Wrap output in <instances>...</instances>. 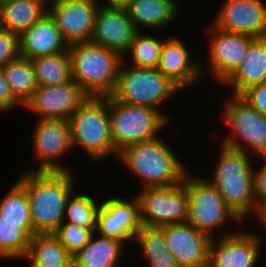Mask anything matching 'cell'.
<instances>
[{
    "instance_id": "obj_1",
    "label": "cell",
    "mask_w": 266,
    "mask_h": 267,
    "mask_svg": "<svg viewBox=\"0 0 266 267\" xmlns=\"http://www.w3.org/2000/svg\"><path fill=\"white\" fill-rule=\"evenodd\" d=\"M75 171L25 169L16 180L28 197L31 220L37 233H52L65 217L66 202L75 191Z\"/></svg>"
},
{
    "instance_id": "obj_2",
    "label": "cell",
    "mask_w": 266,
    "mask_h": 267,
    "mask_svg": "<svg viewBox=\"0 0 266 267\" xmlns=\"http://www.w3.org/2000/svg\"><path fill=\"white\" fill-rule=\"evenodd\" d=\"M219 145L215 168L211 177L206 179L216 187L225 203L242 221L253 214L254 218H258L260 212L254 195L255 157L223 144Z\"/></svg>"
},
{
    "instance_id": "obj_3",
    "label": "cell",
    "mask_w": 266,
    "mask_h": 267,
    "mask_svg": "<svg viewBox=\"0 0 266 267\" xmlns=\"http://www.w3.org/2000/svg\"><path fill=\"white\" fill-rule=\"evenodd\" d=\"M177 154L160 134L153 140L124 148L117 161L135 180L142 182L141 188L168 187L183 182L190 171Z\"/></svg>"
},
{
    "instance_id": "obj_4",
    "label": "cell",
    "mask_w": 266,
    "mask_h": 267,
    "mask_svg": "<svg viewBox=\"0 0 266 267\" xmlns=\"http://www.w3.org/2000/svg\"><path fill=\"white\" fill-rule=\"evenodd\" d=\"M72 79L89 97L111 96L123 57L91 41L68 45Z\"/></svg>"
},
{
    "instance_id": "obj_5",
    "label": "cell",
    "mask_w": 266,
    "mask_h": 267,
    "mask_svg": "<svg viewBox=\"0 0 266 267\" xmlns=\"http://www.w3.org/2000/svg\"><path fill=\"white\" fill-rule=\"evenodd\" d=\"M74 150L80 148L92 162L118 158L111 137L107 97H89L68 119Z\"/></svg>"
},
{
    "instance_id": "obj_6",
    "label": "cell",
    "mask_w": 266,
    "mask_h": 267,
    "mask_svg": "<svg viewBox=\"0 0 266 267\" xmlns=\"http://www.w3.org/2000/svg\"><path fill=\"white\" fill-rule=\"evenodd\" d=\"M186 189L188 195V224L212 238L228 236L239 231V229L231 230V228L229 230L226 225L235 223L234 225L237 227L238 225L241 226L242 223L244 226L243 223L245 222L225 203L216 187L205 176L196 177L189 171L186 174ZM231 221L234 222L231 223Z\"/></svg>"
},
{
    "instance_id": "obj_7",
    "label": "cell",
    "mask_w": 266,
    "mask_h": 267,
    "mask_svg": "<svg viewBox=\"0 0 266 267\" xmlns=\"http://www.w3.org/2000/svg\"><path fill=\"white\" fill-rule=\"evenodd\" d=\"M180 90L158 68H138L122 62L111 96L119 102L155 108L171 123L170 114L161 108Z\"/></svg>"
},
{
    "instance_id": "obj_8",
    "label": "cell",
    "mask_w": 266,
    "mask_h": 267,
    "mask_svg": "<svg viewBox=\"0 0 266 267\" xmlns=\"http://www.w3.org/2000/svg\"><path fill=\"white\" fill-rule=\"evenodd\" d=\"M111 137L119 153L132 144L147 142L160 136L170 122L155 108L132 105L108 96Z\"/></svg>"
},
{
    "instance_id": "obj_9",
    "label": "cell",
    "mask_w": 266,
    "mask_h": 267,
    "mask_svg": "<svg viewBox=\"0 0 266 267\" xmlns=\"http://www.w3.org/2000/svg\"><path fill=\"white\" fill-rule=\"evenodd\" d=\"M224 102L222 119L229 133L221 138L220 144L260 158L266 151V116L239 95L231 94Z\"/></svg>"
},
{
    "instance_id": "obj_10",
    "label": "cell",
    "mask_w": 266,
    "mask_h": 267,
    "mask_svg": "<svg viewBox=\"0 0 266 267\" xmlns=\"http://www.w3.org/2000/svg\"><path fill=\"white\" fill-rule=\"evenodd\" d=\"M139 201L142 225L162 227L186 223L188 219V195L186 176L178 185L141 188L135 195Z\"/></svg>"
},
{
    "instance_id": "obj_11",
    "label": "cell",
    "mask_w": 266,
    "mask_h": 267,
    "mask_svg": "<svg viewBox=\"0 0 266 267\" xmlns=\"http://www.w3.org/2000/svg\"><path fill=\"white\" fill-rule=\"evenodd\" d=\"M35 119L32 150L38 165L34 171H74L62 161L74 150L69 121Z\"/></svg>"
},
{
    "instance_id": "obj_12",
    "label": "cell",
    "mask_w": 266,
    "mask_h": 267,
    "mask_svg": "<svg viewBox=\"0 0 266 267\" xmlns=\"http://www.w3.org/2000/svg\"><path fill=\"white\" fill-rule=\"evenodd\" d=\"M207 61L200 64L201 75L208 71L212 78L223 84L240 66L253 36L225 31L209 24ZM209 66V67H208ZM206 67V68H205Z\"/></svg>"
},
{
    "instance_id": "obj_13",
    "label": "cell",
    "mask_w": 266,
    "mask_h": 267,
    "mask_svg": "<svg viewBox=\"0 0 266 267\" xmlns=\"http://www.w3.org/2000/svg\"><path fill=\"white\" fill-rule=\"evenodd\" d=\"M99 7L98 0H49L48 13L70 45L91 40Z\"/></svg>"
},
{
    "instance_id": "obj_14",
    "label": "cell",
    "mask_w": 266,
    "mask_h": 267,
    "mask_svg": "<svg viewBox=\"0 0 266 267\" xmlns=\"http://www.w3.org/2000/svg\"><path fill=\"white\" fill-rule=\"evenodd\" d=\"M89 96L72 79L65 84L38 86L22 108L38 119H63L70 116Z\"/></svg>"
},
{
    "instance_id": "obj_15",
    "label": "cell",
    "mask_w": 266,
    "mask_h": 267,
    "mask_svg": "<svg viewBox=\"0 0 266 267\" xmlns=\"http://www.w3.org/2000/svg\"><path fill=\"white\" fill-rule=\"evenodd\" d=\"M263 240L266 239L249 229L213 237L208 267H256L262 255Z\"/></svg>"
},
{
    "instance_id": "obj_16",
    "label": "cell",
    "mask_w": 266,
    "mask_h": 267,
    "mask_svg": "<svg viewBox=\"0 0 266 267\" xmlns=\"http://www.w3.org/2000/svg\"><path fill=\"white\" fill-rule=\"evenodd\" d=\"M101 202L95 232L122 241L126 245L133 242L136 232L142 226L137 197L125 200L122 197L110 196Z\"/></svg>"
},
{
    "instance_id": "obj_17",
    "label": "cell",
    "mask_w": 266,
    "mask_h": 267,
    "mask_svg": "<svg viewBox=\"0 0 266 267\" xmlns=\"http://www.w3.org/2000/svg\"><path fill=\"white\" fill-rule=\"evenodd\" d=\"M179 267H208L212 237L186 223L161 227Z\"/></svg>"
},
{
    "instance_id": "obj_18",
    "label": "cell",
    "mask_w": 266,
    "mask_h": 267,
    "mask_svg": "<svg viewBox=\"0 0 266 267\" xmlns=\"http://www.w3.org/2000/svg\"><path fill=\"white\" fill-rule=\"evenodd\" d=\"M211 24L219 29L266 36V3L263 0H224Z\"/></svg>"
},
{
    "instance_id": "obj_19",
    "label": "cell",
    "mask_w": 266,
    "mask_h": 267,
    "mask_svg": "<svg viewBox=\"0 0 266 267\" xmlns=\"http://www.w3.org/2000/svg\"><path fill=\"white\" fill-rule=\"evenodd\" d=\"M137 32L125 8L100 5L90 41L123 56Z\"/></svg>"
},
{
    "instance_id": "obj_20",
    "label": "cell",
    "mask_w": 266,
    "mask_h": 267,
    "mask_svg": "<svg viewBox=\"0 0 266 267\" xmlns=\"http://www.w3.org/2000/svg\"><path fill=\"white\" fill-rule=\"evenodd\" d=\"M190 50L180 37L170 35L163 42L157 66L181 91L190 89L191 86L193 88L198 81L200 82V79L204 78L200 70L202 60L201 58L200 60L193 59Z\"/></svg>"
},
{
    "instance_id": "obj_21",
    "label": "cell",
    "mask_w": 266,
    "mask_h": 267,
    "mask_svg": "<svg viewBox=\"0 0 266 267\" xmlns=\"http://www.w3.org/2000/svg\"><path fill=\"white\" fill-rule=\"evenodd\" d=\"M20 56L33 59L66 51L68 44L62 38L49 13L19 35Z\"/></svg>"
},
{
    "instance_id": "obj_22",
    "label": "cell",
    "mask_w": 266,
    "mask_h": 267,
    "mask_svg": "<svg viewBox=\"0 0 266 267\" xmlns=\"http://www.w3.org/2000/svg\"><path fill=\"white\" fill-rule=\"evenodd\" d=\"M179 5L176 0H132L124 8L138 31L145 28V31L159 32L177 20L181 9Z\"/></svg>"
},
{
    "instance_id": "obj_23",
    "label": "cell",
    "mask_w": 266,
    "mask_h": 267,
    "mask_svg": "<svg viewBox=\"0 0 266 267\" xmlns=\"http://www.w3.org/2000/svg\"><path fill=\"white\" fill-rule=\"evenodd\" d=\"M266 81V36L255 37L247 48L244 59L235 72L223 83L231 94L240 95L244 90Z\"/></svg>"
},
{
    "instance_id": "obj_24",
    "label": "cell",
    "mask_w": 266,
    "mask_h": 267,
    "mask_svg": "<svg viewBox=\"0 0 266 267\" xmlns=\"http://www.w3.org/2000/svg\"><path fill=\"white\" fill-rule=\"evenodd\" d=\"M126 246L94 232L87 245L72 258L73 267H119L124 251L128 250Z\"/></svg>"
},
{
    "instance_id": "obj_25",
    "label": "cell",
    "mask_w": 266,
    "mask_h": 267,
    "mask_svg": "<svg viewBox=\"0 0 266 267\" xmlns=\"http://www.w3.org/2000/svg\"><path fill=\"white\" fill-rule=\"evenodd\" d=\"M49 0L0 2V27L20 35L48 13Z\"/></svg>"
},
{
    "instance_id": "obj_26",
    "label": "cell",
    "mask_w": 266,
    "mask_h": 267,
    "mask_svg": "<svg viewBox=\"0 0 266 267\" xmlns=\"http://www.w3.org/2000/svg\"><path fill=\"white\" fill-rule=\"evenodd\" d=\"M27 267H73L72 257L52 233H36L30 238L23 258Z\"/></svg>"
},
{
    "instance_id": "obj_27",
    "label": "cell",
    "mask_w": 266,
    "mask_h": 267,
    "mask_svg": "<svg viewBox=\"0 0 266 267\" xmlns=\"http://www.w3.org/2000/svg\"><path fill=\"white\" fill-rule=\"evenodd\" d=\"M138 243V252L148 267H179L168 249L164 232L161 227L142 225L136 232L134 240Z\"/></svg>"
},
{
    "instance_id": "obj_28",
    "label": "cell",
    "mask_w": 266,
    "mask_h": 267,
    "mask_svg": "<svg viewBox=\"0 0 266 267\" xmlns=\"http://www.w3.org/2000/svg\"><path fill=\"white\" fill-rule=\"evenodd\" d=\"M36 233L32 222H10L0 216V260L23 262L30 238Z\"/></svg>"
},
{
    "instance_id": "obj_29",
    "label": "cell",
    "mask_w": 266,
    "mask_h": 267,
    "mask_svg": "<svg viewBox=\"0 0 266 267\" xmlns=\"http://www.w3.org/2000/svg\"><path fill=\"white\" fill-rule=\"evenodd\" d=\"M1 69L14 98L24 106L38 88L31 60L20 56Z\"/></svg>"
},
{
    "instance_id": "obj_30",
    "label": "cell",
    "mask_w": 266,
    "mask_h": 267,
    "mask_svg": "<svg viewBox=\"0 0 266 267\" xmlns=\"http://www.w3.org/2000/svg\"><path fill=\"white\" fill-rule=\"evenodd\" d=\"M38 86L65 84L72 80L68 49L53 55L30 59Z\"/></svg>"
},
{
    "instance_id": "obj_31",
    "label": "cell",
    "mask_w": 266,
    "mask_h": 267,
    "mask_svg": "<svg viewBox=\"0 0 266 267\" xmlns=\"http://www.w3.org/2000/svg\"><path fill=\"white\" fill-rule=\"evenodd\" d=\"M154 35L138 31L128 51L122 56L123 63L129 64L131 62L129 66L138 68H157L165 38L160 36L161 39H159ZM129 57L131 61L127 59Z\"/></svg>"
},
{
    "instance_id": "obj_32",
    "label": "cell",
    "mask_w": 266,
    "mask_h": 267,
    "mask_svg": "<svg viewBox=\"0 0 266 267\" xmlns=\"http://www.w3.org/2000/svg\"><path fill=\"white\" fill-rule=\"evenodd\" d=\"M102 202L85 193L72 192L66 202L64 222L90 228L95 232L97 216ZM67 220V221H66Z\"/></svg>"
},
{
    "instance_id": "obj_33",
    "label": "cell",
    "mask_w": 266,
    "mask_h": 267,
    "mask_svg": "<svg viewBox=\"0 0 266 267\" xmlns=\"http://www.w3.org/2000/svg\"><path fill=\"white\" fill-rule=\"evenodd\" d=\"M0 199V216L10 222H32L26 190L15 181Z\"/></svg>"
},
{
    "instance_id": "obj_34",
    "label": "cell",
    "mask_w": 266,
    "mask_h": 267,
    "mask_svg": "<svg viewBox=\"0 0 266 267\" xmlns=\"http://www.w3.org/2000/svg\"><path fill=\"white\" fill-rule=\"evenodd\" d=\"M93 233L90 228L64 221L52 232L72 258L87 245Z\"/></svg>"
},
{
    "instance_id": "obj_35",
    "label": "cell",
    "mask_w": 266,
    "mask_h": 267,
    "mask_svg": "<svg viewBox=\"0 0 266 267\" xmlns=\"http://www.w3.org/2000/svg\"><path fill=\"white\" fill-rule=\"evenodd\" d=\"M20 57L19 35L0 27V67Z\"/></svg>"
},
{
    "instance_id": "obj_36",
    "label": "cell",
    "mask_w": 266,
    "mask_h": 267,
    "mask_svg": "<svg viewBox=\"0 0 266 267\" xmlns=\"http://www.w3.org/2000/svg\"><path fill=\"white\" fill-rule=\"evenodd\" d=\"M239 96L257 112L266 116V81L244 90Z\"/></svg>"
},
{
    "instance_id": "obj_37",
    "label": "cell",
    "mask_w": 266,
    "mask_h": 267,
    "mask_svg": "<svg viewBox=\"0 0 266 267\" xmlns=\"http://www.w3.org/2000/svg\"><path fill=\"white\" fill-rule=\"evenodd\" d=\"M254 167V195L258 211L266 206V164L261 161Z\"/></svg>"
},
{
    "instance_id": "obj_38",
    "label": "cell",
    "mask_w": 266,
    "mask_h": 267,
    "mask_svg": "<svg viewBox=\"0 0 266 267\" xmlns=\"http://www.w3.org/2000/svg\"><path fill=\"white\" fill-rule=\"evenodd\" d=\"M17 106L23 107L11 93L9 85L5 80L3 71L0 67V113L12 112L13 109L17 108Z\"/></svg>"
},
{
    "instance_id": "obj_39",
    "label": "cell",
    "mask_w": 266,
    "mask_h": 267,
    "mask_svg": "<svg viewBox=\"0 0 266 267\" xmlns=\"http://www.w3.org/2000/svg\"><path fill=\"white\" fill-rule=\"evenodd\" d=\"M100 2V0H98ZM102 1V0H101ZM132 0H105V3L100 2L101 5L106 7H122L127 6Z\"/></svg>"
},
{
    "instance_id": "obj_40",
    "label": "cell",
    "mask_w": 266,
    "mask_h": 267,
    "mask_svg": "<svg viewBox=\"0 0 266 267\" xmlns=\"http://www.w3.org/2000/svg\"><path fill=\"white\" fill-rule=\"evenodd\" d=\"M256 221L259 220V224L262 225L261 228H266V206L260 211L258 218L255 219Z\"/></svg>"
},
{
    "instance_id": "obj_41",
    "label": "cell",
    "mask_w": 266,
    "mask_h": 267,
    "mask_svg": "<svg viewBox=\"0 0 266 267\" xmlns=\"http://www.w3.org/2000/svg\"><path fill=\"white\" fill-rule=\"evenodd\" d=\"M258 161H264V163L266 164V151L260 156V158L257 159Z\"/></svg>"
},
{
    "instance_id": "obj_42",
    "label": "cell",
    "mask_w": 266,
    "mask_h": 267,
    "mask_svg": "<svg viewBox=\"0 0 266 267\" xmlns=\"http://www.w3.org/2000/svg\"><path fill=\"white\" fill-rule=\"evenodd\" d=\"M5 1H13V0H0V2H5Z\"/></svg>"
}]
</instances>
